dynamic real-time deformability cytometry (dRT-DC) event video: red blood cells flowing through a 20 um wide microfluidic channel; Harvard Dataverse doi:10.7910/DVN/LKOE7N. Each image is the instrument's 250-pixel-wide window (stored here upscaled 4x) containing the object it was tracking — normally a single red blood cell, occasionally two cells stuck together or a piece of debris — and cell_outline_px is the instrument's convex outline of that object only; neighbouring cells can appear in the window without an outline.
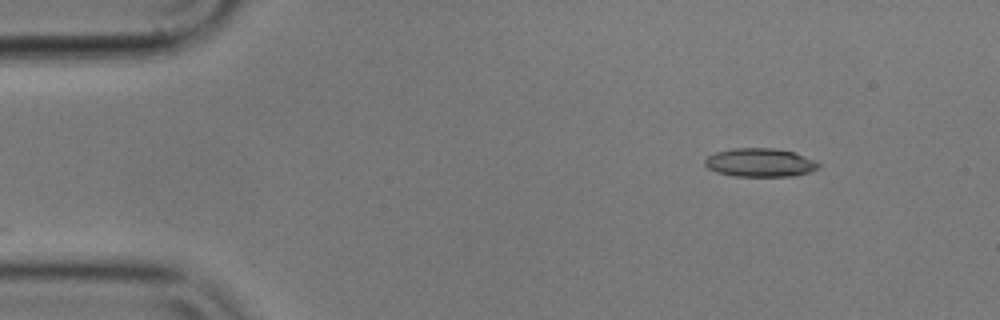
{"species": "common noctule bat (a hibernating species)", "species_latin": "Nyctalus noctula", "temperature_condition": "cold", "stored_images_in_passage": 4, "camera_frame_rate_fps": 3000, "um_per_image_px": 0.085, "animal": {"sex": "male", "body_mass_g": 17.9}, "frame": {"image": 1, "passage_image": 1, "time_ms": 0.0, "image_size_px": [1000, 320], "cell_outline_px": [[820, 168], [796, 176], [732, 176], [716, 172], [708, 168], [704, 164], [704, 160], [708, 156], [716, 152], [732, 148], [772, 148], [796, 152], [816, 160], [820, 164]], "centroid_in_image_um": [64.62, 13.82], "position_along_channel_um": 20.4, "area_um2": 19.13}}